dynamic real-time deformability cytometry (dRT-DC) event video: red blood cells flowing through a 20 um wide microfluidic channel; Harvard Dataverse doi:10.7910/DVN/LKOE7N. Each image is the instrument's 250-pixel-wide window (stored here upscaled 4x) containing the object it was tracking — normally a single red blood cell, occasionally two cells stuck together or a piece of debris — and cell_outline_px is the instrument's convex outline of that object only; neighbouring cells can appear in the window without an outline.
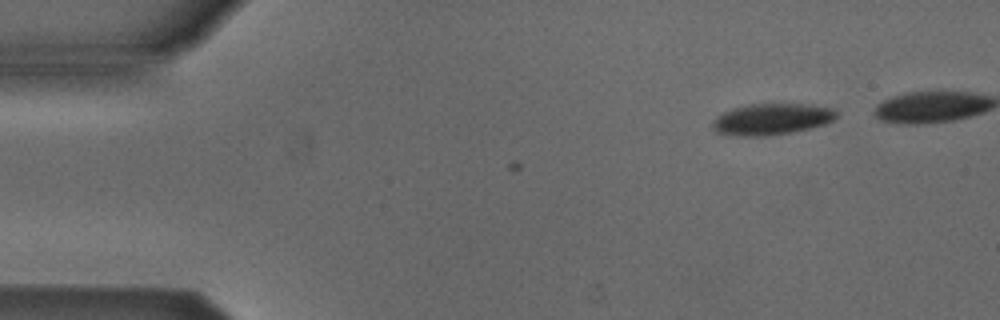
{"species": "Egyptian fruit bat (a non-hibernating species)", "species_latin": "Rousettus aegyptiacus", "temperature_condition": "cold", "stored_images_in_passage": 11, "camera_frame_rate_fps": 3000, "um_per_image_px": 0.085, "animal": {"sex": "male"}, "frame": {"image": 1, "passage_image": 11, "time_ms": 3.333, "image_size_px": [1000, 320], "cell_outline_px": [[836, 116], [832, 120], [824, 124], [808, 128], [788, 132], [764, 136], [736, 136], [716, 132], [712, 124], [724, 112], [736, 108], [752, 104], [804, 104], [832, 108], [836, 112]], "centroid_in_image_um": [65.6, 10.13], "position_along_channel_um": 19.4, "area_um2": 21.91}}